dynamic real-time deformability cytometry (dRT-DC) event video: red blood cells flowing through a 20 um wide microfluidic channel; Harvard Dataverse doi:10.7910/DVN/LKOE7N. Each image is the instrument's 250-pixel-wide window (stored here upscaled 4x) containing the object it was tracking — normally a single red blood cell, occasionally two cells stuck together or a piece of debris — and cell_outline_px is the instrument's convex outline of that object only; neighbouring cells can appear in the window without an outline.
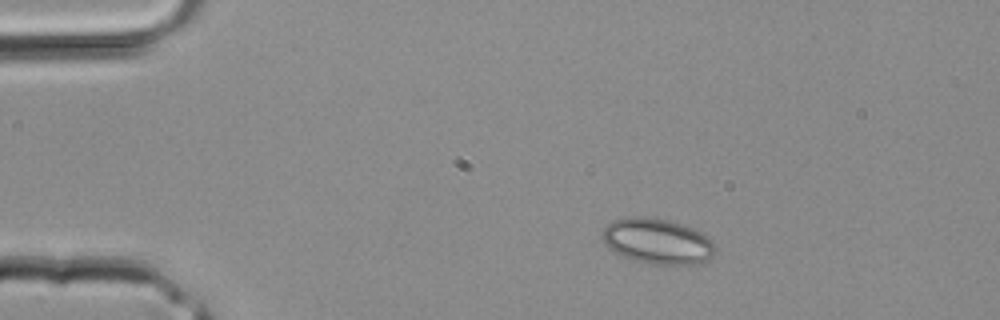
{"species": "common noctule bat (a hibernating species)", "species_latin": "Nyctalus noctula", "temperature_condition": "room temperature", "stored_images_in_passage": 1, "camera_frame_rate_fps": 3000, "um_per_image_px": 0.085, "animal": {"sex": "male", "body_mass_g": 20.4}, "frame": {"image": 1, "passage_image": 1, "time_ms": 0.0, "image_size_px": [1000, 320], "cell_outline_px": [[716, 248], [712, 256], [708, 260], [700, 264], [656, 264], [636, 260], [612, 252], [604, 244], [604, 228], [612, 220], [632, 216], [644, 216], [668, 220], [684, 224], [704, 232], [712, 240]], "centroid_in_image_um": [55.92, 20.49], "position_along_channel_um": 29.1, "area_um2": 30.11}}